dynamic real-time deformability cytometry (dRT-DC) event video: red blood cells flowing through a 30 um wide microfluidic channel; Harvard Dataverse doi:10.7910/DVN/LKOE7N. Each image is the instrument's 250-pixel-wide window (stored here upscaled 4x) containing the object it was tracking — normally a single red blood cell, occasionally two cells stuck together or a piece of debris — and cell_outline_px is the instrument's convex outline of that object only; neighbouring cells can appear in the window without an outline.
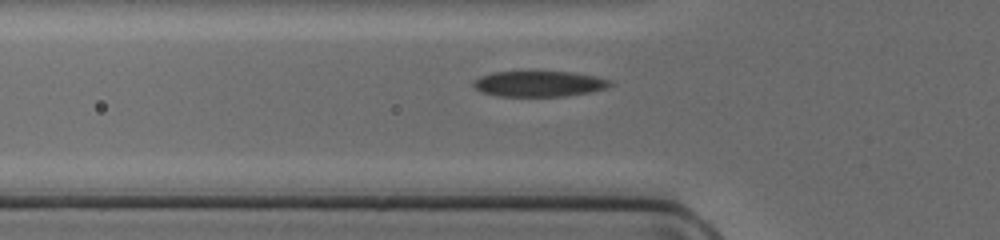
{"species": "common noctule bat (a hibernating species)", "species_latin": "Nyctalus noctula", "temperature_condition": "cold", "stored_images_in_passage": 33, "camera_frame_rate_fps": 3000, "um_per_image_px": 0.085, "animal": {"sex": "female", "body_mass_g": 17.0, "forearm_length_mm": 48.0}, "frame": {"image": 1, "passage_image": 7, "time_ms": 2.0, "image_size_px": [1000, 240], "cell_outline_px": [[612, 84], [608, 88], [592, 92], [564, 96], [496, 96], [480, 92], [472, 84], [472, 80], [480, 76], [492, 72], [528, 68], [572, 72], [596, 76], [608, 80]], "centroid_in_image_um": [45.76, 7.07], "position_along_channel_um": 80.0, "area_um2": 21.68}}
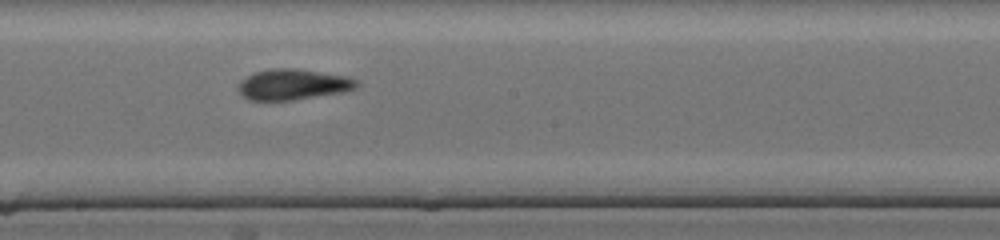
{"frame": {"image": 2, "passage_image": 17, "time_ms": 5.333, "image_size_px": [1000, 240], "cell_outline_px": [[360, 84], [356, 88], [344, 92], [292, 100], [248, 100], [240, 96], [236, 88], [240, 80], [256, 72], [272, 68], [296, 68], [348, 76], [356, 80]], "centroid_in_image_um": [24.88, 7.18], "position_along_channel_um": 223.3, "area_um2": 21.44}}
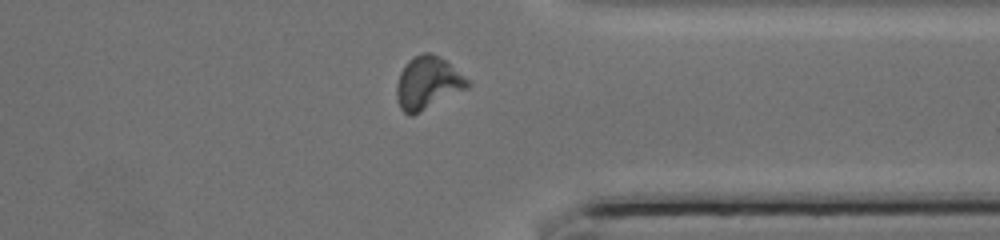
{"frame": {"image": 3, "passage_image": 28, "time_ms": 9.0, "image_size_px": [1000, 240], "cell_outline_px": [[472, 84], [468, 88], [412, 116], [408, 116], [400, 108], [396, 96], [396, 84], [400, 72], [404, 64], [412, 56], [424, 52], [432, 52], [440, 56], [464, 76]], "centroid_in_image_um": [36.33, 7.04], "position_along_channel_um": 375.1, "area_um2": 21.96}}